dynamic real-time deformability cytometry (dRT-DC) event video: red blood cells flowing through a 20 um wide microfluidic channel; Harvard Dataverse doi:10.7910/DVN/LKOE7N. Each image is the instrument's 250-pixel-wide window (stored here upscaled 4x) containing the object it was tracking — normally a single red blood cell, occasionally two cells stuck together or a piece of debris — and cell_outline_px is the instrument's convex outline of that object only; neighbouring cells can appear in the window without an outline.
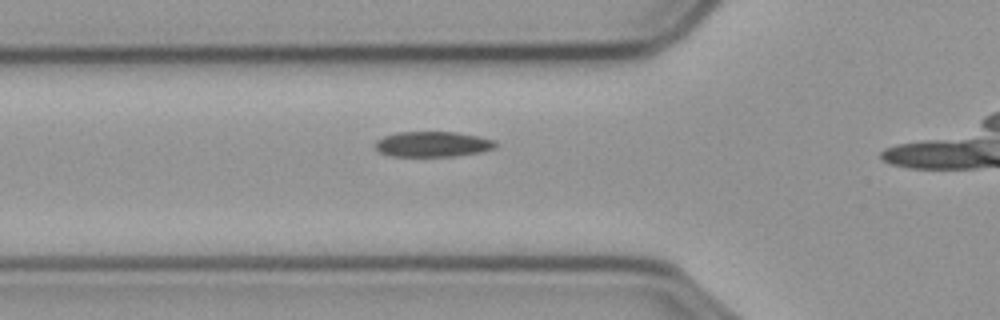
{"species": "common noctule bat (a hibernating species)", "species_latin": "Nyctalus noctula", "temperature_condition": "cold", "stored_images_in_passage": 17, "camera_frame_rate_fps": 3000, "um_per_image_px": 0.085, "animal": {"sex": "male", "body_mass_g": 23.1, "forearm_length_mm": 52.7}, "frame": {"image": 1, "passage_image": 12, "time_ms": 3.667, "image_size_px": [1000, 320], "cell_outline_px": [[496, 148], [484, 152], [456, 156], [392, 156], [380, 152], [376, 148], [376, 140], [384, 136], [396, 132], [456, 132], [496, 140]], "centroid_in_image_um": [36.82, 12.26], "position_along_channel_um": 89.0, "area_um2": 17.86}}
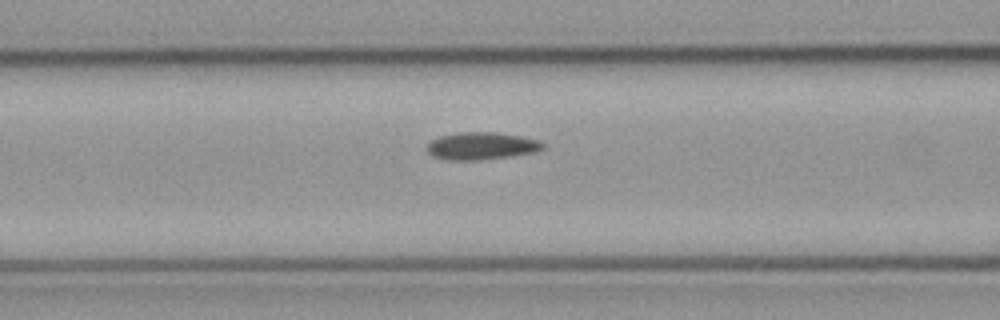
{"frame": {"image": 2, "passage_image": 15, "time_ms": 4.667, "image_size_px": [1000, 320], "cell_outline_px": [[544, 148], [536, 152], [512, 156], [476, 160], [448, 160], [432, 156], [424, 148], [432, 140], [440, 136], [460, 132], [496, 132], [520, 136], [540, 140], [544, 144]], "centroid_in_image_um": [40.92, 12.4], "position_along_channel_um": 125.7, "area_um2": 18.61}}